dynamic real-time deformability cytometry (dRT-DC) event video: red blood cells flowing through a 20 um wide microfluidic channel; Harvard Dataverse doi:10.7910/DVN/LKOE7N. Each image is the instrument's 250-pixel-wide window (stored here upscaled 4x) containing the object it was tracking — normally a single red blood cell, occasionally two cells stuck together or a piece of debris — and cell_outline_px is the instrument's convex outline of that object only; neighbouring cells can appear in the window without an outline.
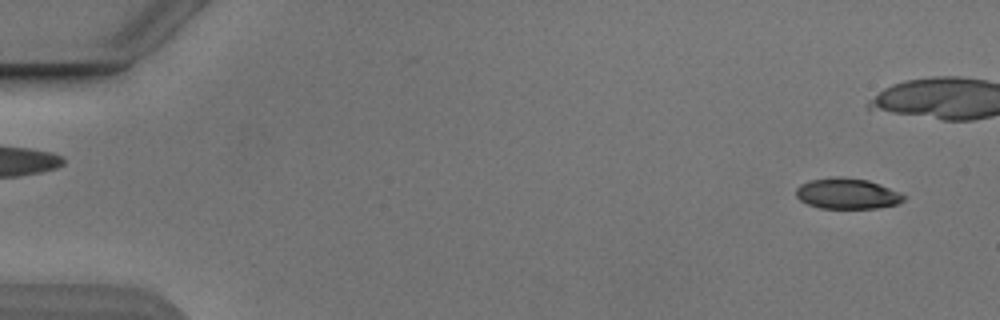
{"species": "Egyptian fruit bat (a non-hibernating species)", "species_latin": "Rousettus aegyptiacus", "temperature_condition": "cold", "stored_images_in_passage": 21, "camera_frame_rate_fps": 3000, "um_per_image_px": 0.085, "animal": {"sex": "male"}, "frame": {"image": 1, "passage_image": 3, "time_ms": 0.667, "image_size_px": [1000, 320], "cell_outline_px": [[904, 200], [896, 204], [876, 208], [820, 208], [808, 204], [800, 200], [796, 196], [796, 188], [800, 184], [808, 180], [832, 176], [840, 176], [868, 180], [888, 188], [904, 196]], "centroid_in_image_um": [71.93, 16.44], "position_along_channel_um": 13.1, "area_um2": 19.13}}
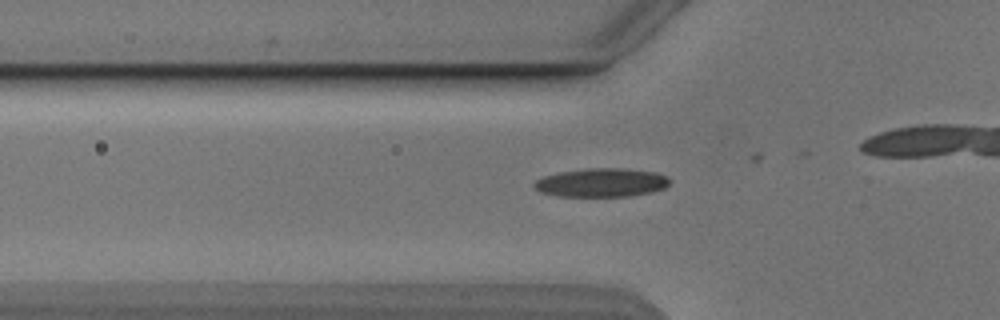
{"frame": {"image": 2, "passage_image": 18, "time_ms": 5.667, "image_size_px": [1000, 320], "cell_outline_px": [[668, 184], [664, 188], [652, 192], [628, 196], [560, 196], [540, 192], [532, 184], [536, 180], [544, 176], [560, 172], [588, 168], [624, 168], [656, 172], [668, 176]], "centroid_in_image_um": [51.13, 15.51], "position_along_channel_um": 74.7, "area_um2": 22.54}}